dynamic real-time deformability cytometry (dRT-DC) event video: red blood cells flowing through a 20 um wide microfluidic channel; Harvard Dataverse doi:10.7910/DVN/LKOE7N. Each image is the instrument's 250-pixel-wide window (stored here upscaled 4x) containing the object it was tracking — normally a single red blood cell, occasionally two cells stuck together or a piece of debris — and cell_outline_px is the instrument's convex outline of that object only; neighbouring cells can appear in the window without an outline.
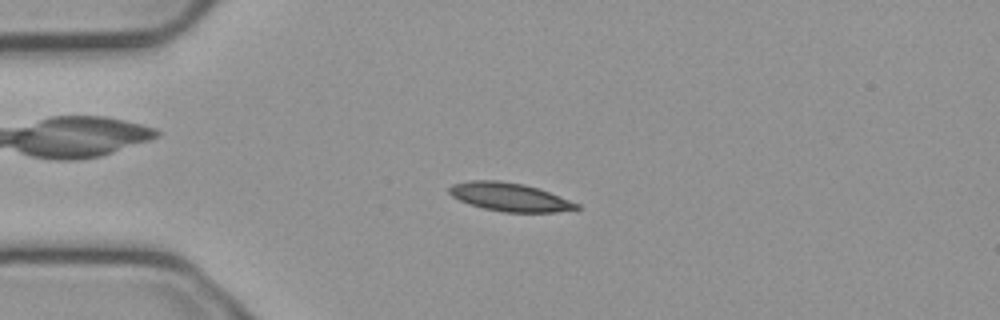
{"species": "common noctule bat (a hibernating species)", "species_latin": "Nyctalus noctula", "temperature_condition": "cold", "stored_images_in_passage": 55, "camera_frame_rate_fps": 3000, "um_per_image_px": 0.085, "animal": {"sex": "male", "body_mass_g": 23.1, "forearm_length_mm": 52.7}, "frame": {"image": 1, "passage_image": 13, "time_ms": 4.0, "image_size_px": [1000, 320], "cell_outline_px": [[580, 208], [556, 212], [504, 212], [484, 208], [460, 200], [452, 196], [448, 192], [448, 188], [452, 184], [468, 180], [500, 180], [524, 184], [548, 192], [580, 204]], "centroid_in_image_um": [43.29, 16.73], "position_along_channel_um": 41.7, "area_um2": 20.87}}
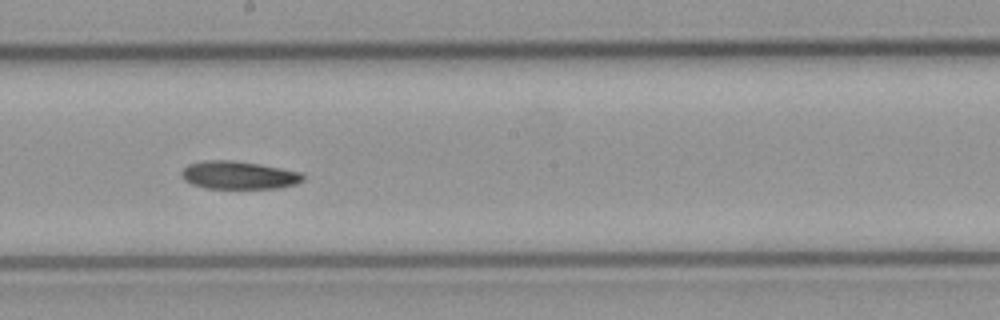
{"frame": {"image": 2, "passage_image": 30, "time_ms": 9.667, "image_size_px": [1000, 320], "cell_outline_px": [[304, 180], [296, 184], [280, 188], [204, 188], [192, 184], [184, 180], [180, 176], [180, 172], [188, 164], [204, 160], [232, 160], [260, 164], [300, 172], [304, 176]], "centroid_in_image_um": [20.26, 14.89], "position_along_channel_um": 227.9, "area_um2": 19.88}}
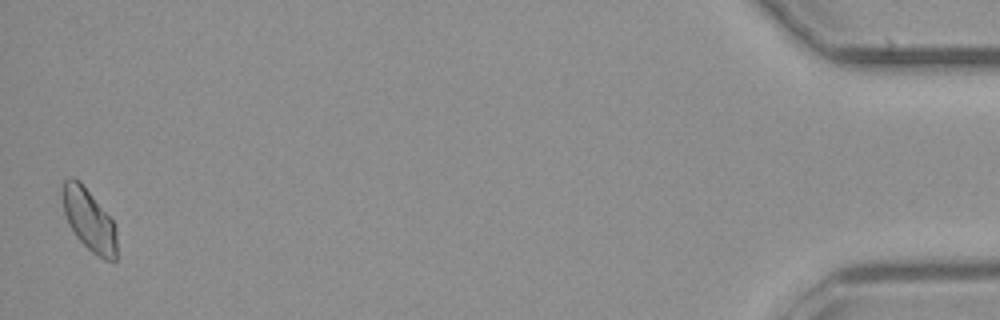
{"frame": {"image": 3, "passage_image": 54, "time_ms": 17.667, "image_size_px": [1000, 320], "cell_outline_px": [[116, 260], [104, 260], [92, 252], [76, 236], [68, 224], [64, 212], [60, 192], [64, 180], [68, 176], [72, 176], [80, 180], [112, 220], [116, 232]], "centroid_in_image_um": [7.52, 18.64], "position_along_channel_um": 427.7, "area_um2": 19.71}, "authors_computed_cell_mechanics": {"area_um2": 19.8832, "velocity_mm_per_s": 3.7167, "shape_relaxation_time_tau1_ms": 10.6422, "shape_relaxation_time_tau2_ms": null, "deformation_change_tau1": 0.1547, "deformation_change_tau2": null}}